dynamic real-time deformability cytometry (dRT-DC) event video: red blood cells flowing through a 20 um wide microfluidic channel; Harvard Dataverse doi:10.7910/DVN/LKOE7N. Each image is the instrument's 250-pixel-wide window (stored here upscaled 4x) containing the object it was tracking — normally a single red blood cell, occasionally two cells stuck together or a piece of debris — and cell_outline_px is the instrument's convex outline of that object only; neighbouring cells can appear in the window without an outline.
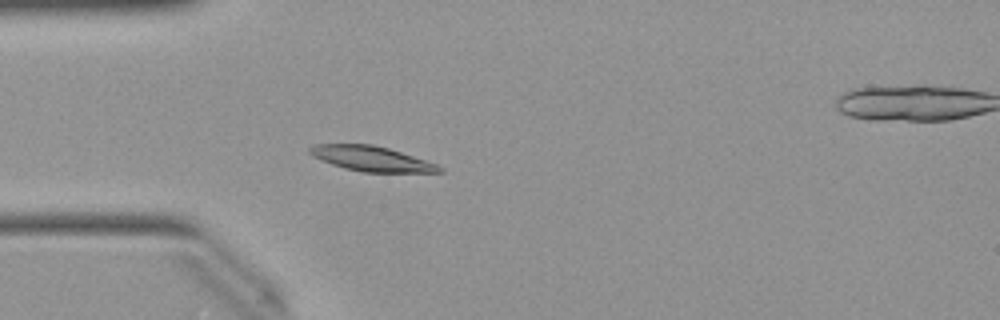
{"species": "Egyptian fruit bat (a non-hibernating species)", "species_latin": "Rousettus aegyptiacus", "temperature_condition": "warm", "stored_images_in_passage": 40, "camera_frame_rate_fps": 3000, "um_per_image_px": 0.085, "animal": {"sex": "female"}, "frame": {"image": 1, "passage_image": 3, "time_ms": 0.667, "image_size_px": [1000, 320], "cell_outline_px": [[444, 172], [364, 172], [344, 168], [320, 160], [312, 156], [308, 152], [308, 148], [312, 144], [372, 144], [388, 148], [436, 164], [444, 168]], "centroid_in_image_um": [31.52, 13.48], "position_along_channel_um": 53.5, "area_um2": 18.79}}
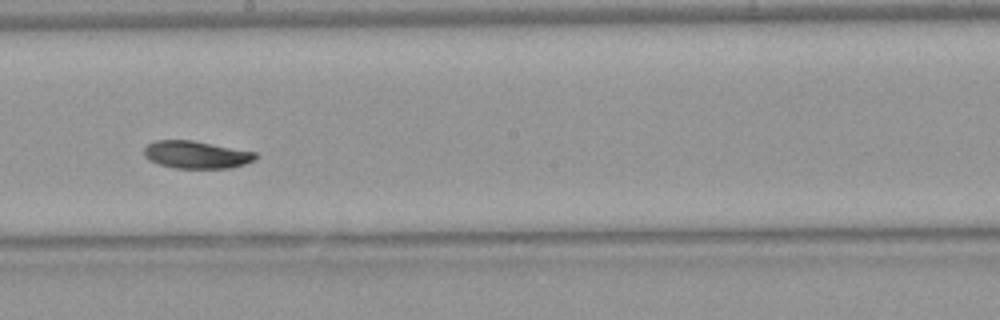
{"frame": {"image": 2, "passage_image": 17, "time_ms": 5.333, "image_size_px": [1000, 320], "cell_outline_px": [[256, 160], [232, 168], [176, 168], [160, 164], [148, 160], [144, 156], [144, 148], [148, 144], [156, 140], [192, 140], [256, 152]], "centroid_in_image_um": [16.68, 13.15], "position_along_channel_um": 231.5, "area_um2": 17.86}}
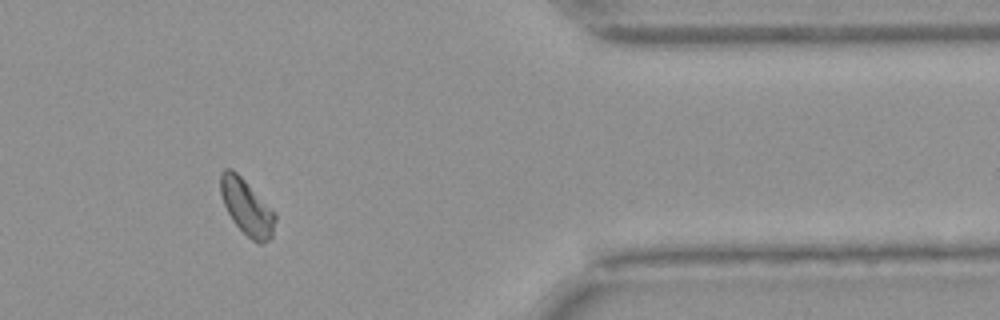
{"frame": {"image": 3, "passage_image": 31, "time_ms": 10.0, "image_size_px": [1000, 320], "cell_outline_px": [[276, 220], [272, 236], [264, 244], [260, 244], [252, 240], [232, 220], [224, 204], [220, 192], [220, 172], [224, 168], [232, 168], [276, 212]], "centroid_in_image_um": [20.98, 17.6], "position_along_channel_um": 390.4, "area_um2": 17.69}}